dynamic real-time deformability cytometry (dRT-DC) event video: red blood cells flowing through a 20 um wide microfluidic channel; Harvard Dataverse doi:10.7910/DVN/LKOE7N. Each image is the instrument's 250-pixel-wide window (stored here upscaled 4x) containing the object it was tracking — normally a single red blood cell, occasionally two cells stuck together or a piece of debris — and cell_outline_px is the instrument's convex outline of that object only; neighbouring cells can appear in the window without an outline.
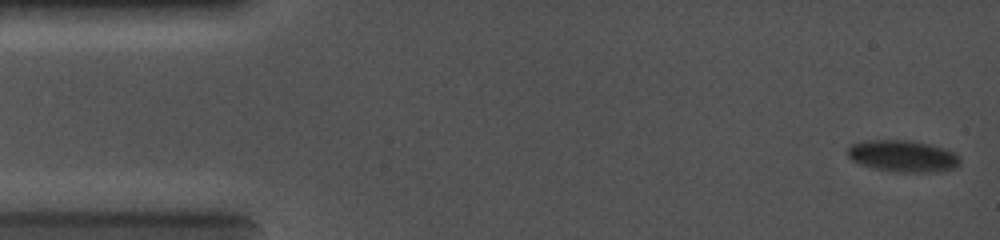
{"species": "common noctule bat (a hibernating species)", "species_latin": "Nyctalus noctula", "temperature_condition": "cold", "stored_images_in_passage": 4, "camera_frame_rate_fps": 5000, "um_per_image_px": 0.085, "animal": {"sex": "female", "body_mass_g": 19.0, "forearm_length_mm": 56.7}, "frame": {"image": 1, "passage_image": 1, "time_ms": 0.0, "image_size_px": [1000, 240], "cell_outline_px": [[960, 164], [956, 168], [936, 172], [896, 172], [872, 168], [860, 164], [852, 160], [848, 156], [848, 148], [852, 144], [868, 140], [908, 140], [928, 144], [944, 148], [956, 152], [960, 156]], "centroid_in_image_um": [76.78, 13.28], "position_along_channel_um": 8.2, "area_um2": 20.92}}
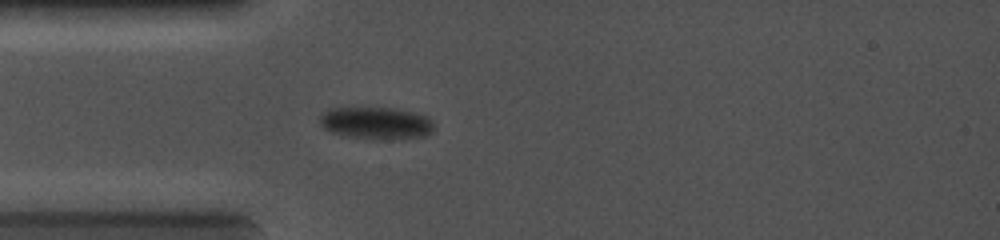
{"frame": {"image": 2, "passage_image": 4, "time_ms": 3.6, "image_size_px": [1000, 240], "cell_outline_px": [[432, 132], [424, 136], [348, 136], [332, 132], [324, 128], [320, 124], [320, 112], [328, 108], [352, 104], [396, 108], [428, 116], [432, 120]], "centroid_in_image_um": [31.84, 10.33], "position_along_channel_um": 53.2, "area_um2": 21.33}}